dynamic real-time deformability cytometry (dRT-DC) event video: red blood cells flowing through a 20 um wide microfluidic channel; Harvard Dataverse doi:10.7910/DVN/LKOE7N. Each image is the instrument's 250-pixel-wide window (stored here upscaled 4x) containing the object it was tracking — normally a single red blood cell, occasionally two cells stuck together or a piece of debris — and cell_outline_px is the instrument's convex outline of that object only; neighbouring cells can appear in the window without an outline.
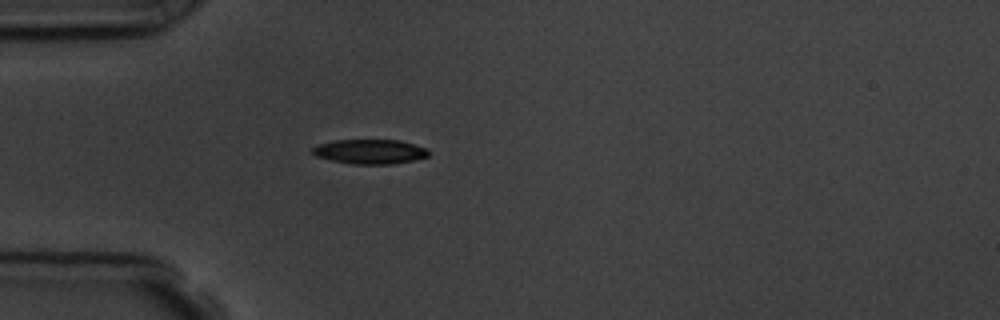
{"species": "common noctule bat (a hibernating species)", "species_latin": "Nyctalus noctula", "temperature_condition": "room temperature", "stored_images_in_passage": 4, "camera_frame_rate_fps": 3000, "um_per_image_px": 0.085, "animal": {"sex": "male", "body_mass_g": 19.5, "forearm_length_mm": 54.6}, "frame": {"image": 1, "passage_image": 4, "time_ms": 4.333, "image_size_px": [1000, 320], "cell_outline_px": [[428, 156], [412, 160], [392, 164], [352, 164], [332, 160], [316, 156], [312, 152], [312, 148], [316, 144], [336, 140], [400, 140], [428, 148]], "centroid_in_image_um": [31.43, 12.88], "position_along_channel_um": 53.6, "area_um2": 16.59}}